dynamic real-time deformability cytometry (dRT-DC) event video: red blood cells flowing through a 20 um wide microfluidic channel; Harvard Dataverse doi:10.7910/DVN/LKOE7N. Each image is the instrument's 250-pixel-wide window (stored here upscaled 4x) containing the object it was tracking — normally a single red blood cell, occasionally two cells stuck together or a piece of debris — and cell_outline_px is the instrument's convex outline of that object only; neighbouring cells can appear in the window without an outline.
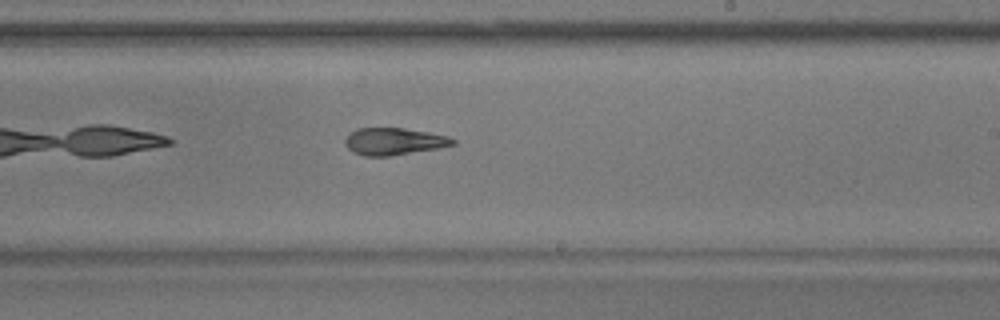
{"species": "common noctule bat (a hibernating species)", "species_latin": "Nyctalus noctula", "temperature_condition": "warm", "stored_images_in_passage": 40, "camera_frame_rate_fps": 3000, "um_per_image_px": 0.085, "animal": {"sex": "male", "body_mass_g": 17.9}, "frame": {"image": 1, "passage_image": 18, "time_ms": 5.667, "image_size_px": [1000, 320], "cell_outline_px": [[456, 144], [440, 148], [388, 156], [364, 156], [352, 152], [344, 144], [344, 140], [356, 128], [404, 128], [428, 132], [448, 136], [456, 140]], "centroid_in_image_um": [33.49, 12.02], "position_along_channel_um": 255.5, "area_um2": 17.05}, "authors_computed_cell_mechanics": {"area_um2": 17.8602, "velocity_mm_per_s": 3.7509, "shape_relaxation_time_tau1_ms": null, "shape_relaxation_time_tau2_ms": 4.3733, "deformation_change_tau1": null, "deformation_change_tau2": 0.1279}}